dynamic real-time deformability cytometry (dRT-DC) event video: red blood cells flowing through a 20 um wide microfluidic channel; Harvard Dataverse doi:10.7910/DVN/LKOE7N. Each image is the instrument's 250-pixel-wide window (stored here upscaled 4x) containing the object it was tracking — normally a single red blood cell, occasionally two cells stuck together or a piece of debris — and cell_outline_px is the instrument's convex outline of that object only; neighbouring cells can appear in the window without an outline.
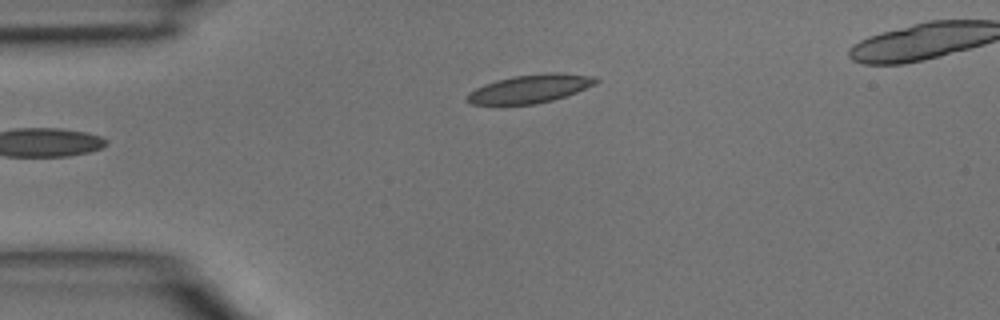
{"species": "common noctule bat (a hibernating species)", "species_latin": "Nyctalus noctula", "temperature_condition": "room temperature", "stored_images_in_passage": 2, "camera_frame_rate_fps": 3000, "um_per_image_px": 0.085, "animal": {"sex": "male", "body_mass_g": 15.6}, "frame": {"image": 1, "passage_image": 2, "time_ms": 0.333, "image_size_px": [1000, 320], "cell_outline_px": [[600, 80], [596, 84], [576, 92], [552, 100], [536, 104], [472, 104], [464, 100], [464, 96], [468, 92], [484, 84], [496, 80], [512, 76], [548, 72], [560, 72], [592, 76]], "centroid_in_image_um": [45.02, 7.53], "position_along_channel_um": 40.0, "area_um2": 21.39}}